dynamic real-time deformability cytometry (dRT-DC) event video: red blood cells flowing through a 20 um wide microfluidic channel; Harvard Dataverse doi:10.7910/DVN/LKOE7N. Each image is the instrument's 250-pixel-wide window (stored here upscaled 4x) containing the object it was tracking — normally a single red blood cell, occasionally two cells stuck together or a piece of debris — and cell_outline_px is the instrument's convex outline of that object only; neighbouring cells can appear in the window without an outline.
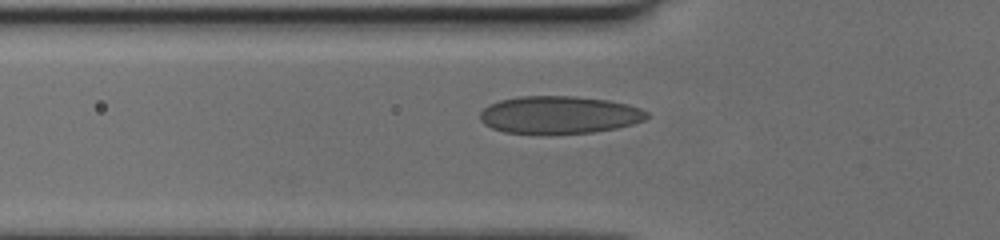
{"species": "human", "species_latin": "Homo sapiens", "temperature_condition": "cold", "stored_images_in_passage": 47, "camera_frame_rate_fps": 3000, "um_per_image_px": 0.085, "donor": {"sex": "female"}, "frame": {"image": 1, "passage_image": 18, "time_ms": 5.667, "image_size_px": [1000, 240], "cell_outline_px": [[648, 116], [644, 120], [632, 124], [616, 128], [592, 132], [504, 132], [492, 128], [484, 124], [480, 120], [480, 112], [488, 104], [500, 100], [520, 96], [576, 96], [608, 100], [628, 104], [640, 108], [648, 112]], "centroid_in_image_um": [47.53, 9.73], "position_along_channel_um": 78.3, "area_um2": 36.07}}
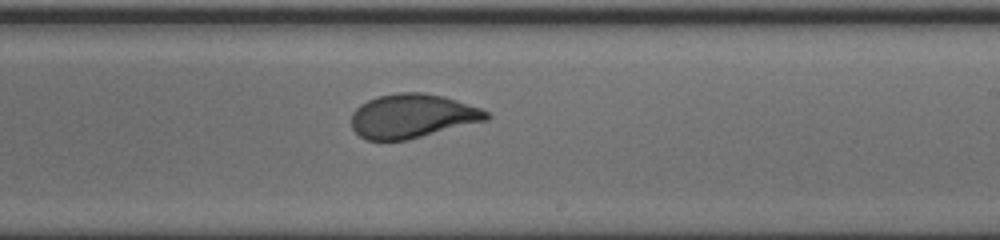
{"frame": {"image": 2, "passage_image": 31, "time_ms": 10.0, "image_size_px": [1000, 240], "cell_outline_px": [[492, 116], [488, 120], [408, 140], [368, 140], [360, 136], [352, 128], [352, 112], [360, 104], [368, 100], [380, 96], [396, 92], [424, 92], [444, 96], [480, 108], [488, 112]], "centroid_in_image_um": [35.06, 9.86], "position_along_channel_um": 253.9, "area_um2": 34.74}}
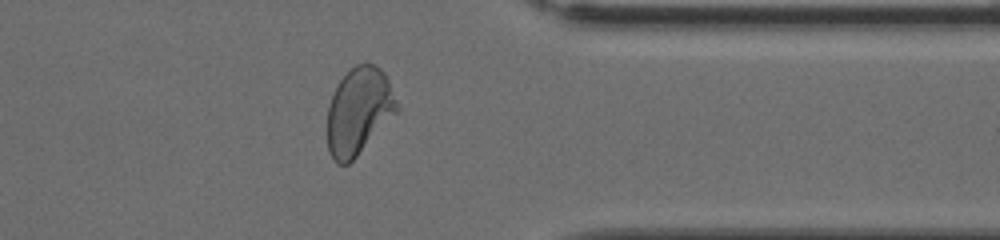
{"frame": {"image": 3, "passage_image": 41, "time_ms": 13.333, "image_size_px": [1000, 240], "cell_outline_px": [[400, 108], [356, 156], [348, 164], [336, 164], [328, 152], [328, 108], [332, 96], [340, 80], [356, 64], [368, 60], [380, 68], [384, 72], [388, 80]], "centroid_in_image_um": [30.5, 9.42], "position_along_channel_um": 380.9, "area_um2": 34.91}}